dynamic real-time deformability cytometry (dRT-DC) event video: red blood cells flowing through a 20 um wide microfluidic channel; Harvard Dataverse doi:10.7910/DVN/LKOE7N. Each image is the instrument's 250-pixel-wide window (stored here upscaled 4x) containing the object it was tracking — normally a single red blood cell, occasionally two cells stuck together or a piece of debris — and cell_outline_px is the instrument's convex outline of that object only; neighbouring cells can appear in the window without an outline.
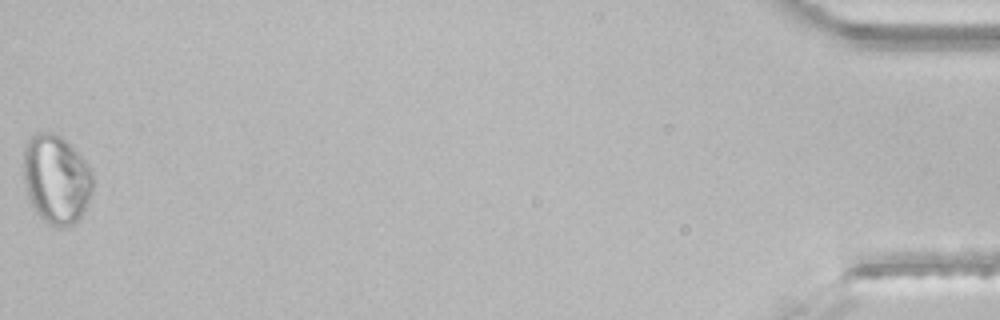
{"species": "common noctule bat (a hibernating species)", "species_latin": "Nyctalus noctula", "temperature_condition": "room temperature", "stored_images_in_passage": 43, "segment_of_instrument_passage": [2, 2], "camera_frame_rate_fps": 3000, "um_per_image_px": 0.085, "animal": {"sex": "male", "body_mass_g": 21.5, "forearm_length_mm": 52.0}, "frame": {"image": 1, "passage_image": 43, "time_ms": 14.0, "image_size_px": [1000, 320], "cell_outline_px": [[92, 192], [80, 216], [72, 224], [48, 224], [36, 212], [28, 196], [24, 180], [24, 152], [28, 140], [36, 132], [52, 132], [60, 136], [80, 156], [92, 172]], "centroid_in_image_um": [4.76, 15.2], "position_along_channel_um": 430.4, "area_um2": 34.97}}